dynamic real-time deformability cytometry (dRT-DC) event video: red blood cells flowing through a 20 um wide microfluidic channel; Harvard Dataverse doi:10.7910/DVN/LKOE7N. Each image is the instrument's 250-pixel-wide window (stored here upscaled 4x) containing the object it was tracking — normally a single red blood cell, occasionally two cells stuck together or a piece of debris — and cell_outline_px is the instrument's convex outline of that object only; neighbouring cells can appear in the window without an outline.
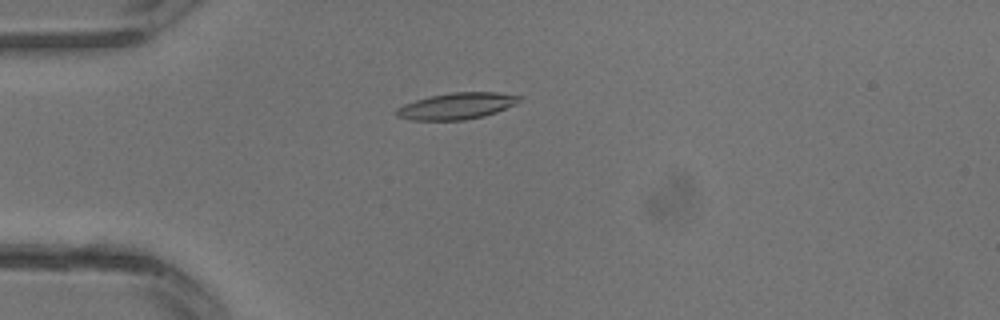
{"species": "common noctule bat (a hibernating species)", "species_latin": "Nyctalus noctula", "temperature_condition": "warm", "stored_images_in_passage": 32, "camera_frame_rate_fps": 3000, "um_per_image_px": 0.085, "animal": {"sex": "male", "body_mass_g": 13.3}, "frame": {"image": 1, "passage_image": 9, "time_ms": 2.667, "image_size_px": [1000, 320], "cell_outline_px": [[520, 100], [516, 104], [496, 112], [484, 116], [464, 120], [412, 120], [396, 116], [392, 112], [396, 108], [404, 104], [416, 100], [432, 96], [452, 92], [496, 92], [520, 96]], "centroid_in_image_um": [38.78, 9.02], "position_along_channel_um": 46.2, "area_um2": 18.9}}
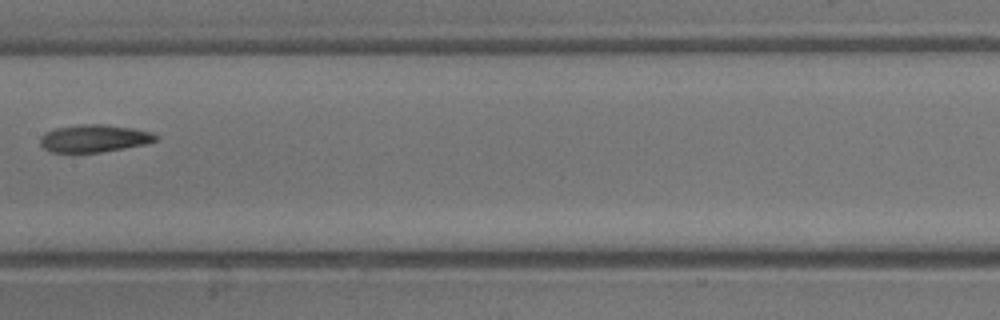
{"frame": {"image": 2, "passage_image": 17, "time_ms": 5.333, "image_size_px": [1000, 320], "cell_outline_px": [[156, 140], [144, 144], [124, 148], [100, 152], [52, 152], [44, 148], [40, 144], [40, 136], [44, 132], [56, 128], [84, 124], [104, 124], [132, 128], [152, 132], [156, 136]], "centroid_in_image_um": [7.96, 11.76], "position_along_channel_um": 199.4, "area_um2": 18.32}}
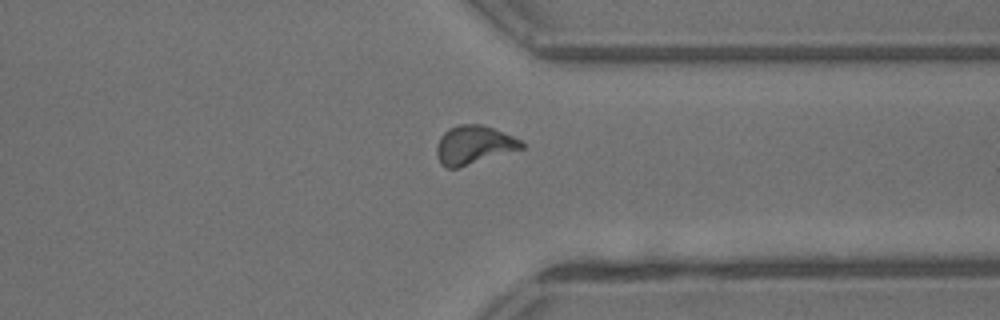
{"frame": {"image": 3, "passage_image": 25, "time_ms": 8.0, "image_size_px": [1000, 320], "cell_outline_px": [[524, 148], [456, 168], [448, 168], [440, 164], [436, 156], [436, 148], [440, 136], [448, 128], [460, 124], [480, 124], [492, 128], [512, 136], [520, 140], [524, 144]], "centroid_in_image_um": [40.23, 12.32], "position_along_channel_um": 371.2, "area_um2": 18.9}}